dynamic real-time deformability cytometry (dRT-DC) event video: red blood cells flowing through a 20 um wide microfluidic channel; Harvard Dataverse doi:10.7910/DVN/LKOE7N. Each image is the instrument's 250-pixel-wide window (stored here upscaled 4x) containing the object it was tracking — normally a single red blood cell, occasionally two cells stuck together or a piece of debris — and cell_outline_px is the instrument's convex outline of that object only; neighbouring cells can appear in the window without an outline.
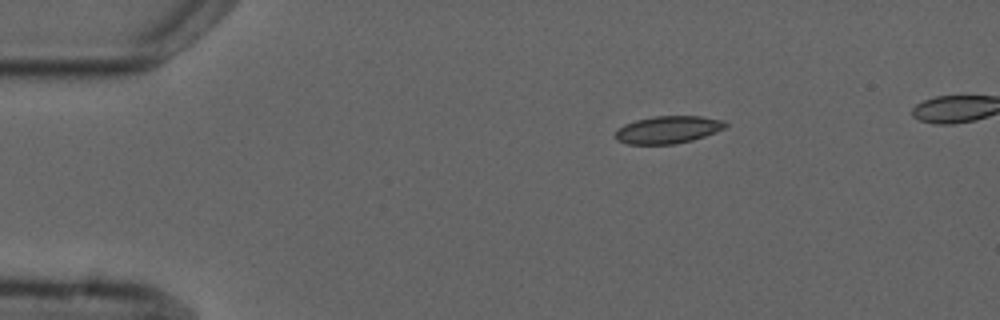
{"species": "common noctule bat (a hibernating species)", "species_latin": "Nyctalus noctula", "temperature_condition": "cold", "stored_images_in_passage": 4, "camera_frame_rate_fps": 3000, "um_per_image_px": 0.085, "animal": {"sex": "male", "forearm_length_mm": 52.5}, "frame": {"image": 1, "passage_image": 1, "time_ms": 0.0, "image_size_px": [1000, 320], "cell_outline_px": [[728, 124], [724, 128], [704, 136], [692, 140], [676, 144], [628, 144], [616, 140], [616, 132], [624, 124], [636, 120], [652, 116], [700, 116], [724, 120]], "centroid_in_image_um": [56.78, 11.02], "position_along_channel_um": 28.2, "area_um2": 17.51}}